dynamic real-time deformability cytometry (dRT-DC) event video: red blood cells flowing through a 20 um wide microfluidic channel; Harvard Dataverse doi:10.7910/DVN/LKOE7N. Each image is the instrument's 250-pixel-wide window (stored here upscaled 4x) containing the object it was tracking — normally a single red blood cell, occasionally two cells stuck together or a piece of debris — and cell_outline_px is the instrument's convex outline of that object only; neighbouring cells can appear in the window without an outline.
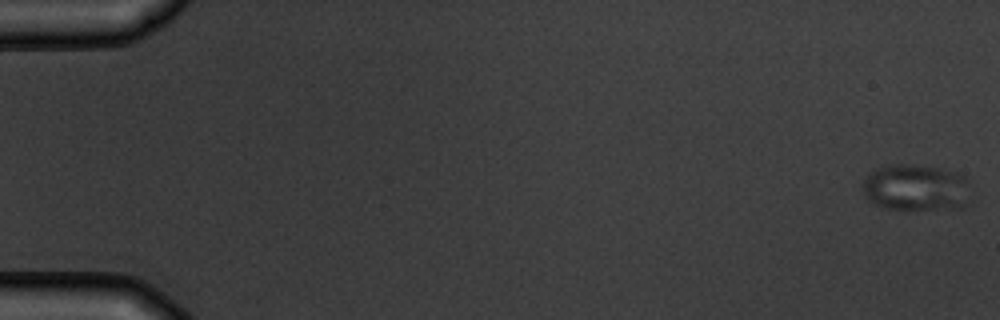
{"species": "common noctule bat (a hibernating species)", "species_latin": "Nyctalus noctula", "temperature_condition": "warm", "stored_images_in_passage": 6, "camera_frame_rate_fps": 3000, "um_per_image_px": 0.085, "animal": {"sex": "male", "body_mass_g": 19.5, "forearm_length_mm": 54.6}, "frame": {"image": 1, "passage_image": 1, "time_ms": 0.0, "image_size_px": [1000, 320], "cell_outline_px": [[968, 184], [964, 208], [888, 208], [872, 204], [864, 196], [860, 188], [864, 180], [872, 172], [888, 164], [916, 164], [940, 168], [956, 172], [964, 176]], "centroid_in_image_um": [77.79, 15.92], "position_along_channel_um": 7.2, "area_um2": 29.02}}
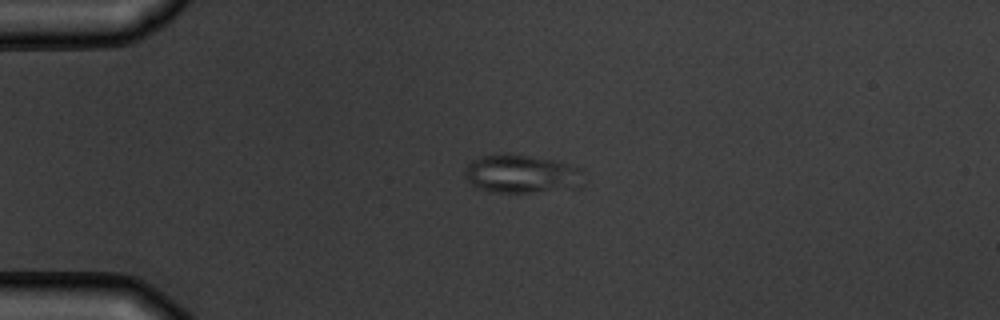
{"frame": {"image": 2, "passage_image": 4, "time_ms": 4.333, "image_size_px": [1000, 320], "cell_outline_px": [[584, 184], [580, 188], [532, 192], [492, 192], [476, 188], [464, 176], [464, 168], [472, 160], [480, 156], [500, 152], [552, 160], [584, 168]], "centroid_in_image_um": [44.36, 14.78], "position_along_channel_um": 40.6, "area_um2": 27.11}}
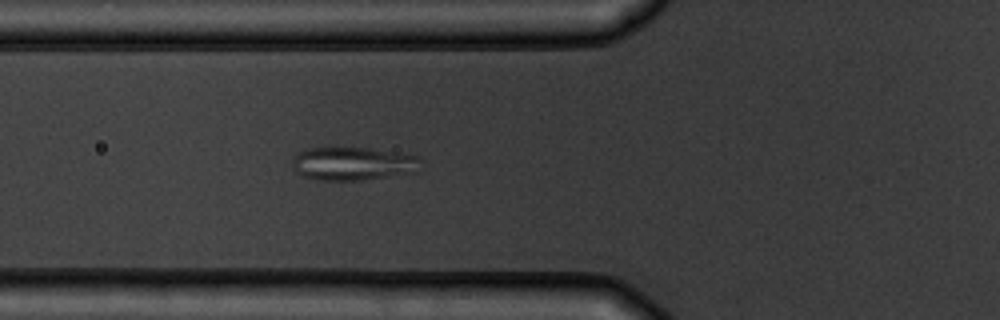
{"frame": {"image": 3, "passage_image": 6, "time_ms": 6.667, "image_size_px": [1000, 320], "cell_outline_px": [[420, 172], [364, 180], [316, 180], [304, 176], [296, 172], [292, 168], [292, 160], [300, 152], [308, 148], [368, 148], [416, 156], [420, 160]], "centroid_in_image_um": [30.01, 13.93], "position_along_channel_um": 95.8, "area_um2": 24.91}}